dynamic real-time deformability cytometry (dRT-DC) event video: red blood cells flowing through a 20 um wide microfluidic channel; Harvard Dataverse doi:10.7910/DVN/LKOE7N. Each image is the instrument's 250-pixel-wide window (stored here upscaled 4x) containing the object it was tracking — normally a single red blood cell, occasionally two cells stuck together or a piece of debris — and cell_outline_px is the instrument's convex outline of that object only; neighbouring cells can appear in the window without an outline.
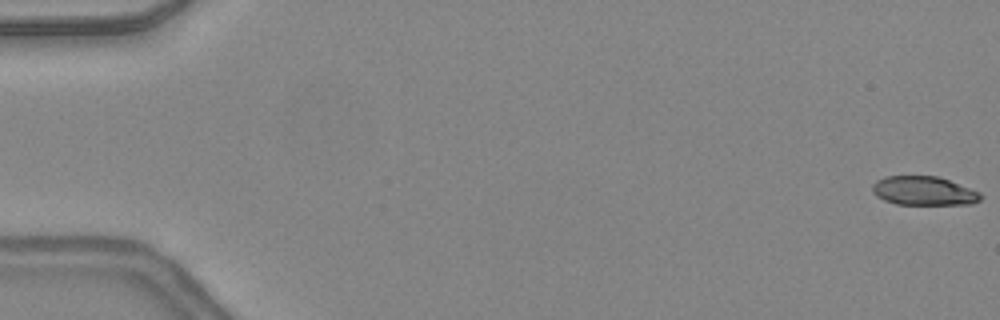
{"species": "common noctule bat (a hibernating species)", "species_latin": "Nyctalus noctula", "temperature_condition": "warm", "stored_images_in_passage": 48, "camera_frame_rate_fps": 3000, "um_per_image_px": 0.085, "animal": {"sex": "female", "body_mass_g": 24.6, "forearm_length_mm": 56.2}, "frame": {"image": 1, "passage_image": 1, "time_ms": 0.0, "image_size_px": [1000, 320], "cell_outline_px": [[984, 196], [980, 200], [972, 204], [896, 204], [884, 200], [876, 196], [872, 192], [872, 184], [876, 180], [884, 176], [936, 176], [948, 180], [980, 192]], "centroid_in_image_um": [78.5, 16.22], "position_along_channel_um": 6.5, "area_um2": 18.26}}
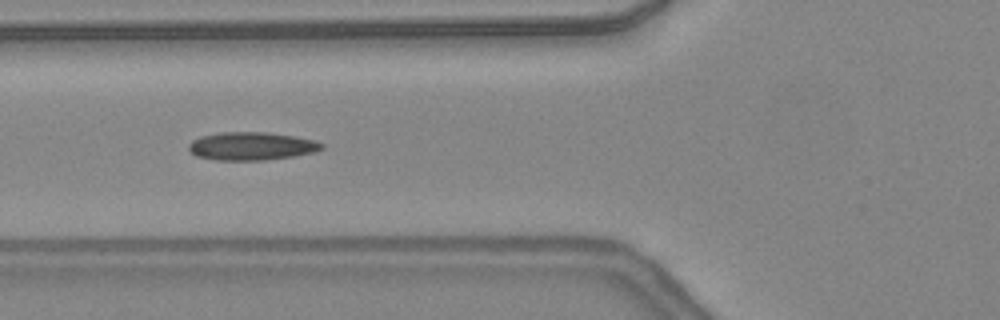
{"frame": {"image": 2, "passage_image": 19, "time_ms": 6.0, "image_size_px": [1000, 320], "cell_outline_px": [[324, 148], [316, 152], [296, 156], [264, 160], [216, 160], [196, 156], [188, 148], [188, 144], [192, 140], [200, 136], [220, 132], [268, 132], [316, 140], [324, 144]], "centroid_in_image_um": [21.4, 12.42], "position_along_channel_um": 104.4, "area_um2": 21.96}}
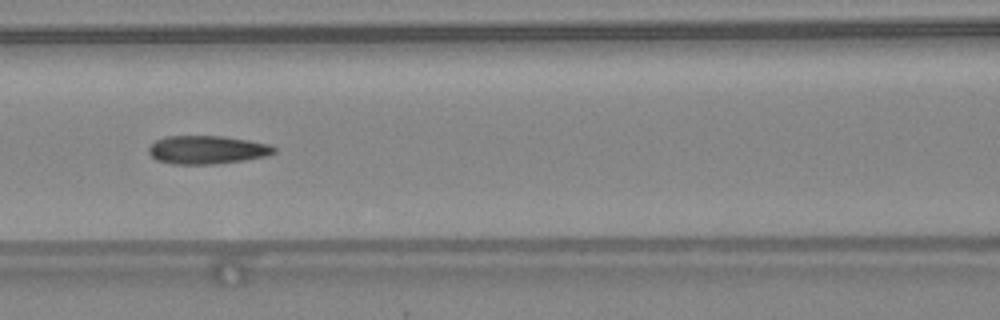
{"frame": {"image": 3, "passage_image": 22, "time_ms": 7.0, "image_size_px": [1000, 320], "cell_outline_px": [[276, 152], [268, 156], [244, 160], [216, 164], [172, 164], [156, 160], [148, 152], [148, 148], [156, 140], [164, 136], [224, 136], [272, 144], [276, 148]], "centroid_in_image_um": [17.63, 12.73], "position_along_channel_um": 149.0, "area_um2": 20.92}, "authors_computed_cell_mechanics": {"area_um2": 20.5768, "velocity_mm_per_s": 4.4016, "shape_relaxation_time_tau1_ms": null, "shape_relaxation_time_tau2_ms": 1.7752, "deformation_change_tau1": null, "deformation_change_tau2": 0.1002}}